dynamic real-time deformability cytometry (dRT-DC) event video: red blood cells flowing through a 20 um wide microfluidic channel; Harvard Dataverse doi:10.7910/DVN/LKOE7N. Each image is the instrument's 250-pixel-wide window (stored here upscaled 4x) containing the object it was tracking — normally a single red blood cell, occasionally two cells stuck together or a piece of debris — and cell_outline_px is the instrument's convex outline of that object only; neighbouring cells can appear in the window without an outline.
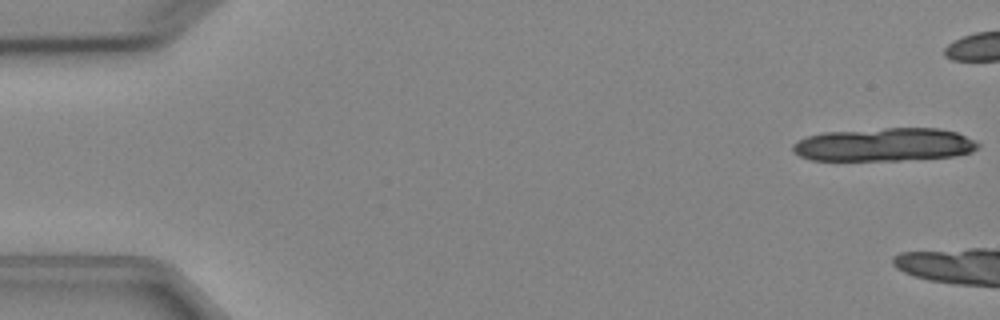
{"species": "Egyptian fruit bat (a non-hibernating species)", "species_latin": "Rousettus aegyptiacus", "temperature_condition": "cold", "stored_images_in_passage": 4, "camera_frame_rate_fps": 3000, "um_per_image_px": 0.085, "animal": {"sex": "female"}, "frame": {"image": 1, "passage_image": 1, "time_ms": 0.0, "image_size_px": [1000, 320], "cell_outline_px": [[980, 144], [972, 152], [952, 156], [900, 160], [812, 160], [800, 156], [792, 152], [792, 144], [808, 136], [824, 132], [884, 128], [940, 128], [956, 132], [976, 140]], "centroid_in_image_um": [75.17, 12.29], "position_along_channel_um": 9.8, "area_um2": 35.89}}